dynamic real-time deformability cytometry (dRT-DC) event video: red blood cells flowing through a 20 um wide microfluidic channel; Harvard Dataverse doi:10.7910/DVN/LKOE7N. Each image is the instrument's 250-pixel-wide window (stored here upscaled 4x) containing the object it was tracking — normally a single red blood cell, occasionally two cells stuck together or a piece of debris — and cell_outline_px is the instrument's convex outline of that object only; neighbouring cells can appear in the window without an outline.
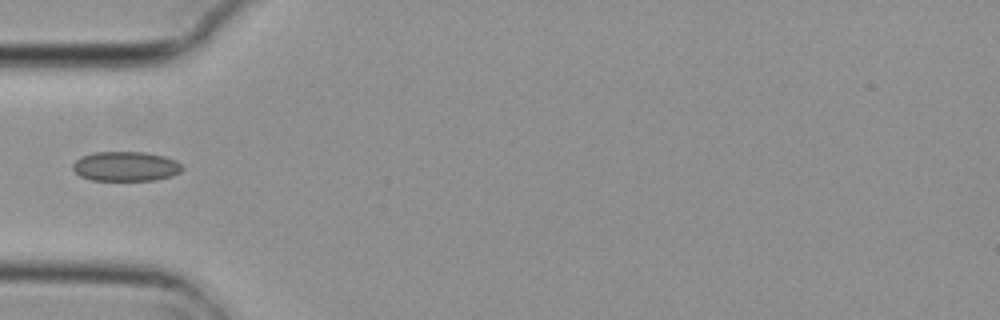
{"species": "common noctule bat (a hibernating species)", "species_latin": "Nyctalus noctula", "temperature_condition": "cold", "stored_images_in_passage": 1, "camera_frame_rate_fps": 3000, "um_per_image_px": 0.085, "animal": {"sex": "female", "body_mass_g": 29.2, "forearm_length_mm": 56.3}, "frame": {"image": 1, "passage_image": 1, "time_ms": 0.0, "image_size_px": [1000, 320], "cell_outline_px": [[184, 168], [180, 172], [172, 176], [156, 180], [92, 180], [80, 176], [72, 168], [72, 164], [80, 156], [92, 152], [144, 152], [164, 156], [176, 160]], "centroid_in_image_um": [10.68, 14.13], "position_along_channel_um": 74.3, "area_um2": 19.02}}